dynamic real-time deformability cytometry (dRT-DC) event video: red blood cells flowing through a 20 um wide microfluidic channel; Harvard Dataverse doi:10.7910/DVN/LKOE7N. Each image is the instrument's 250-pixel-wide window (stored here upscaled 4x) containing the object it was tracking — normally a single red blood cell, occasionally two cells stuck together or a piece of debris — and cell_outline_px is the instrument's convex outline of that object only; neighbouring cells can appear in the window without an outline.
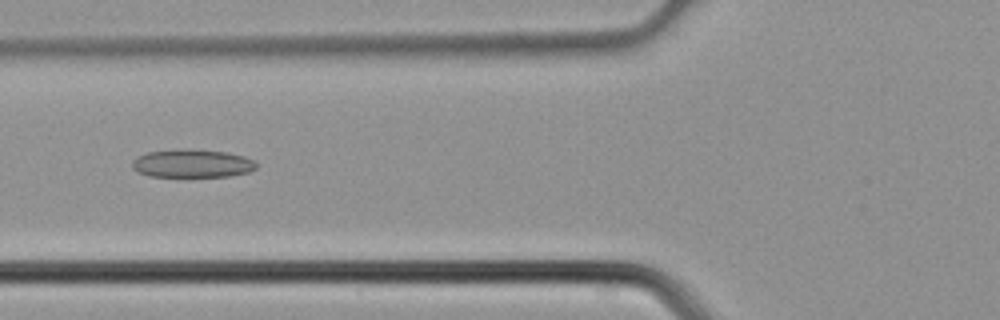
{"species": "common noctule bat (a hibernating species)", "species_latin": "Nyctalus noctula", "temperature_condition": "cold", "stored_images_in_passage": 5, "camera_frame_rate_fps": 3000, "um_per_image_px": 0.085, "animal": {"sex": "male", "body_mass_g": 21.5, "forearm_length_mm": 52.0}, "frame": {"image": 1, "passage_image": 5, "time_ms": 1.333, "image_size_px": [1000, 320], "cell_outline_px": [[256, 168], [248, 172], [228, 176], [148, 176], [136, 172], [132, 168], [132, 160], [148, 152], [224, 152], [244, 156], [256, 160]], "centroid_in_image_um": [16.36, 13.95], "position_along_channel_um": 109.4, "area_um2": 19.25}}